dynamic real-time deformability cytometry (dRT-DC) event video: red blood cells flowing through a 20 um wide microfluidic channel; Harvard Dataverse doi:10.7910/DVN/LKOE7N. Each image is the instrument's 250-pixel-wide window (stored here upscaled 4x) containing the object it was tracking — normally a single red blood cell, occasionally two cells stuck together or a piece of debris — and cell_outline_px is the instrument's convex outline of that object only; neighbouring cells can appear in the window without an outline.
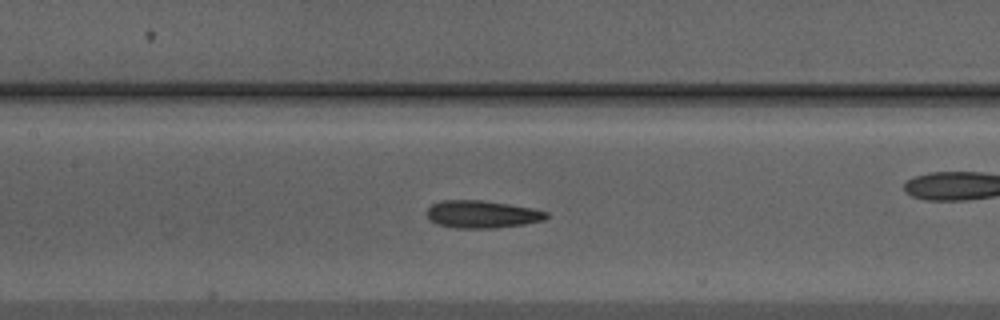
{"species": "Egyptian fruit bat (a non-hibernating species)", "species_latin": "Rousettus aegyptiacus", "temperature_condition": "warm", "stored_images_in_passage": 52, "camera_frame_rate_fps": 3000, "um_per_image_px": 0.085, "animal": {"sex": "male"}, "frame": {"image": 1, "passage_image": 23, "time_ms": 7.333, "image_size_px": [1000, 320], "cell_outline_px": [[548, 216], [544, 220], [524, 224], [496, 228], [456, 228], [436, 224], [428, 220], [428, 208], [432, 204], [444, 200], [480, 200], [508, 204], [532, 208], [548, 212]], "centroid_in_image_um": [40.96, 18.22], "position_along_channel_um": 166.4, "area_um2": 19.13}, "authors_computed_cell_mechanics": {"area_um2": 19.1318, "velocity_mm_per_s": 3.9675, "shape_relaxation_time_tau1_ms": 4.3905, "shape_relaxation_time_tau2_ms": 3.6512, "deformation_change_tau1": 0.1289, "deformation_change_tau2": 0.0928}}